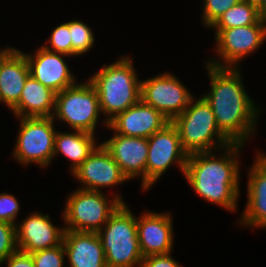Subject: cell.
Masks as SVG:
<instances>
[{"label": "cell", "instance_id": "1", "mask_svg": "<svg viewBox=\"0 0 266 267\" xmlns=\"http://www.w3.org/2000/svg\"><path fill=\"white\" fill-rule=\"evenodd\" d=\"M206 66L211 90L203 97L213 110L218 128L232 143L244 144L254 133L259 110L245 91L239 67Z\"/></svg>", "mask_w": 266, "mask_h": 267}, {"label": "cell", "instance_id": "2", "mask_svg": "<svg viewBox=\"0 0 266 267\" xmlns=\"http://www.w3.org/2000/svg\"><path fill=\"white\" fill-rule=\"evenodd\" d=\"M243 144L224 147L218 159L212 151L188 155L184 176L203 199L233 212L239 197V156ZM227 149V150H226Z\"/></svg>", "mask_w": 266, "mask_h": 267}, {"label": "cell", "instance_id": "3", "mask_svg": "<svg viewBox=\"0 0 266 267\" xmlns=\"http://www.w3.org/2000/svg\"><path fill=\"white\" fill-rule=\"evenodd\" d=\"M130 57L103 67L88 80L99 96L100 111L107 115L105 124L140 100L141 81H138Z\"/></svg>", "mask_w": 266, "mask_h": 267}, {"label": "cell", "instance_id": "4", "mask_svg": "<svg viewBox=\"0 0 266 267\" xmlns=\"http://www.w3.org/2000/svg\"><path fill=\"white\" fill-rule=\"evenodd\" d=\"M122 203L97 232L105 252L107 267L141 266L137 217ZM103 230V231H102Z\"/></svg>", "mask_w": 266, "mask_h": 267}, {"label": "cell", "instance_id": "5", "mask_svg": "<svg viewBox=\"0 0 266 267\" xmlns=\"http://www.w3.org/2000/svg\"><path fill=\"white\" fill-rule=\"evenodd\" d=\"M194 99L171 121L178 130L182 148L189 155L212 151L215 146L222 149L230 145L232 142L218 128L209 103L203 96Z\"/></svg>", "mask_w": 266, "mask_h": 267}, {"label": "cell", "instance_id": "6", "mask_svg": "<svg viewBox=\"0 0 266 267\" xmlns=\"http://www.w3.org/2000/svg\"><path fill=\"white\" fill-rule=\"evenodd\" d=\"M122 203L116 194L109 200L102 191L77 189L68 196L63 210L65 230L98 232Z\"/></svg>", "mask_w": 266, "mask_h": 267}, {"label": "cell", "instance_id": "7", "mask_svg": "<svg viewBox=\"0 0 266 267\" xmlns=\"http://www.w3.org/2000/svg\"><path fill=\"white\" fill-rule=\"evenodd\" d=\"M100 113L99 96L89 81L56 93L53 118L64 121L74 130L95 134Z\"/></svg>", "mask_w": 266, "mask_h": 267}, {"label": "cell", "instance_id": "8", "mask_svg": "<svg viewBox=\"0 0 266 267\" xmlns=\"http://www.w3.org/2000/svg\"><path fill=\"white\" fill-rule=\"evenodd\" d=\"M13 156L23 165L46 167L53 159L56 130L53 117H21Z\"/></svg>", "mask_w": 266, "mask_h": 267}, {"label": "cell", "instance_id": "9", "mask_svg": "<svg viewBox=\"0 0 266 267\" xmlns=\"http://www.w3.org/2000/svg\"><path fill=\"white\" fill-rule=\"evenodd\" d=\"M188 153L182 148L179 133L170 121L148 138L146 161V190L149 189L174 162L184 175Z\"/></svg>", "mask_w": 266, "mask_h": 267}, {"label": "cell", "instance_id": "10", "mask_svg": "<svg viewBox=\"0 0 266 267\" xmlns=\"http://www.w3.org/2000/svg\"><path fill=\"white\" fill-rule=\"evenodd\" d=\"M192 98L182 82L168 72L141 81L140 99L170 121L186 109Z\"/></svg>", "mask_w": 266, "mask_h": 267}, {"label": "cell", "instance_id": "11", "mask_svg": "<svg viewBox=\"0 0 266 267\" xmlns=\"http://www.w3.org/2000/svg\"><path fill=\"white\" fill-rule=\"evenodd\" d=\"M215 40L216 53L219 54L222 60L217 62L211 59L206 63L215 67L236 68L237 62L260 48L265 42L266 25L260 21L253 25L222 29L215 36Z\"/></svg>", "mask_w": 266, "mask_h": 267}, {"label": "cell", "instance_id": "12", "mask_svg": "<svg viewBox=\"0 0 266 267\" xmlns=\"http://www.w3.org/2000/svg\"><path fill=\"white\" fill-rule=\"evenodd\" d=\"M72 174L84 185L83 188L79 189L93 191H100L99 188L101 187L107 188L128 181V178L122 173L119 165L102 143Z\"/></svg>", "mask_w": 266, "mask_h": 267}, {"label": "cell", "instance_id": "13", "mask_svg": "<svg viewBox=\"0 0 266 267\" xmlns=\"http://www.w3.org/2000/svg\"><path fill=\"white\" fill-rule=\"evenodd\" d=\"M122 173L131 180L142 176V188L146 191V161L148 156V138L124 136L115 133L102 142Z\"/></svg>", "mask_w": 266, "mask_h": 267}, {"label": "cell", "instance_id": "14", "mask_svg": "<svg viewBox=\"0 0 266 267\" xmlns=\"http://www.w3.org/2000/svg\"><path fill=\"white\" fill-rule=\"evenodd\" d=\"M170 120L141 99L108 123V129L124 136L149 138Z\"/></svg>", "mask_w": 266, "mask_h": 267}, {"label": "cell", "instance_id": "15", "mask_svg": "<svg viewBox=\"0 0 266 267\" xmlns=\"http://www.w3.org/2000/svg\"><path fill=\"white\" fill-rule=\"evenodd\" d=\"M64 232V227L52 224L48 214L31 213L20 225H16L18 250L31 254L57 247L63 243Z\"/></svg>", "mask_w": 266, "mask_h": 267}, {"label": "cell", "instance_id": "16", "mask_svg": "<svg viewBox=\"0 0 266 267\" xmlns=\"http://www.w3.org/2000/svg\"><path fill=\"white\" fill-rule=\"evenodd\" d=\"M35 55L25 54L30 75L44 86L58 93L76 84L75 78L62 57L67 56L46 50L43 46Z\"/></svg>", "mask_w": 266, "mask_h": 267}, {"label": "cell", "instance_id": "17", "mask_svg": "<svg viewBox=\"0 0 266 267\" xmlns=\"http://www.w3.org/2000/svg\"><path fill=\"white\" fill-rule=\"evenodd\" d=\"M170 215V213L145 212L137 219L139 247L143 258L171 253L173 223Z\"/></svg>", "mask_w": 266, "mask_h": 267}, {"label": "cell", "instance_id": "18", "mask_svg": "<svg viewBox=\"0 0 266 267\" xmlns=\"http://www.w3.org/2000/svg\"><path fill=\"white\" fill-rule=\"evenodd\" d=\"M250 168L248 200L239 224L266 228V155L259 153Z\"/></svg>", "mask_w": 266, "mask_h": 267}, {"label": "cell", "instance_id": "19", "mask_svg": "<svg viewBox=\"0 0 266 267\" xmlns=\"http://www.w3.org/2000/svg\"><path fill=\"white\" fill-rule=\"evenodd\" d=\"M63 245L70 267H107L97 232L65 230Z\"/></svg>", "mask_w": 266, "mask_h": 267}, {"label": "cell", "instance_id": "20", "mask_svg": "<svg viewBox=\"0 0 266 267\" xmlns=\"http://www.w3.org/2000/svg\"><path fill=\"white\" fill-rule=\"evenodd\" d=\"M30 75L25 54L13 48L0 62V102L10 110L19 102L26 79Z\"/></svg>", "mask_w": 266, "mask_h": 267}, {"label": "cell", "instance_id": "21", "mask_svg": "<svg viewBox=\"0 0 266 267\" xmlns=\"http://www.w3.org/2000/svg\"><path fill=\"white\" fill-rule=\"evenodd\" d=\"M55 102L56 92L29 75L21 92L19 102L11 110L19 118L53 117Z\"/></svg>", "mask_w": 266, "mask_h": 267}, {"label": "cell", "instance_id": "22", "mask_svg": "<svg viewBox=\"0 0 266 267\" xmlns=\"http://www.w3.org/2000/svg\"><path fill=\"white\" fill-rule=\"evenodd\" d=\"M94 134L75 130L74 133L56 131L53 158L61 153L71 160V172L76 170L97 147Z\"/></svg>", "mask_w": 266, "mask_h": 267}, {"label": "cell", "instance_id": "23", "mask_svg": "<svg viewBox=\"0 0 266 267\" xmlns=\"http://www.w3.org/2000/svg\"><path fill=\"white\" fill-rule=\"evenodd\" d=\"M260 21L258 7L241 0L238 4L223 13L211 28L216 29V36L222 29L253 25Z\"/></svg>", "mask_w": 266, "mask_h": 267}, {"label": "cell", "instance_id": "24", "mask_svg": "<svg viewBox=\"0 0 266 267\" xmlns=\"http://www.w3.org/2000/svg\"><path fill=\"white\" fill-rule=\"evenodd\" d=\"M69 31L73 56L86 53L94 45L95 40L93 31L82 21H69Z\"/></svg>", "mask_w": 266, "mask_h": 267}, {"label": "cell", "instance_id": "25", "mask_svg": "<svg viewBox=\"0 0 266 267\" xmlns=\"http://www.w3.org/2000/svg\"><path fill=\"white\" fill-rule=\"evenodd\" d=\"M49 45H43V47L51 52H57L67 56H72V42L69 31V22H65L56 28L51 33L48 43Z\"/></svg>", "mask_w": 266, "mask_h": 267}, {"label": "cell", "instance_id": "26", "mask_svg": "<svg viewBox=\"0 0 266 267\" xmlns=\"http://www.w3.org/2000/svg\"><path fill=\"white\" fill-rule=\"evenodd\" d=\"M65 255L63 243L51 249L31 253L35 267H64Z\"/></svg>", "mask_w": 266, "mask_h": 267}, {"label": "cell", "instance_id": "27", "mask_svg": "<svg viewBox=\"0 0 266 267\" xmlns=\"http://www.w3.org/2000/svg\"><path fill=\"white\" fill-rule=\"evenodd\" d=\"M240 1L241 0H204L202 14L203 23L210 28L223 13Z\"/></svg>", "mask_w": 266, "mask_h": 267}, {"label": "cell", "instance_id": "28", "mask_svg": "<svg viewBox=\"0 0 266 267\" xmlns=\"http://www.w3.org/2000/svg\"><path fill=\"white\" fill-rule=\"evenodd\" d=\"M17 250L16 225L0 221V264Z\"/></svg>", "mask_w": 266, "mask_h": 267}, {"label": "cell", "instance_id": "29", "mask_svg": "<svg viewBox=\"0 0 266 267\" xmlns=\"http://www.w3.org/2000/svg\"><path fill=\"white\" fill-rule=\"evenodd\" d=\"M20 204L14 195L1 193L0 194V221L9 224L17 225L15 218L20 210Z\"/></svg>", "mask_w": 266, "mask_h": 267}, {"label": "cell", "instance_id": "30", "mask_svg": "<svg viewBox=\"0 0 266 267\" xmlns=\"http://www.w3.org/2000/svg\"><path fill=\"white\" fill-rule=\"evenodd\" d=\"M140 267H180V264L171 257V253H168L146 256Z\"/></svg>", "mask_w": 266, "mask_h": 267}, {"label": "cell", "instance_id": "31", "mask_svg": "<svg viewBox=\"0 0 266 267\" xmlns=\"http://www.w3.org/2000/svg\"><path fill=\"white\" fill-rule=\"evenodd\" d=\"M7 267H35L32 256L21 250L15 251L6 260Z\"/></svg>", "mask_w": 266, "mask_h": 267}, {"label": "cell", "instance_id": "32", "mask_svg": "<svg viewBox=\"0 0 266 267\" xmlns=\"http://www.w3.org/2000/svg\"><path fill=\"white\" fill-rule=\"evenodd\" d=\"M260 20L266 25V0H263L262 4L258 7Z\"/></svg>", "mask_w": 266, "mask_h": 267}, {"label": "cell", "instance_id": "33", "mask_svg": "<svg viewBox=\"0 0 266 267\" xmlns=\"http://www.w3.org/2000/svg\"><path fill=\"white\" fill-rule=\"evenodd\" d=\"M13 49V47H10V48H6V49H2L0 51V62L1 60Z\"/></svg>", "mask_w": 266, "mask_h": 267}, {"label": "cell", "instance_id": "34", "mask_svg": "<svg viewBox=\"0 0 266 267\" xmlns=\"http://www.w3.org/2000/svg\"><path fill=\"white\" fill-rule=\"evenodd\" d=\"M243 1L249 2L253 5H255L256 7H259L263 2V0H243Z\"/></svg>", "mask_w": 266, "mask_h": 267}]
</instances>
